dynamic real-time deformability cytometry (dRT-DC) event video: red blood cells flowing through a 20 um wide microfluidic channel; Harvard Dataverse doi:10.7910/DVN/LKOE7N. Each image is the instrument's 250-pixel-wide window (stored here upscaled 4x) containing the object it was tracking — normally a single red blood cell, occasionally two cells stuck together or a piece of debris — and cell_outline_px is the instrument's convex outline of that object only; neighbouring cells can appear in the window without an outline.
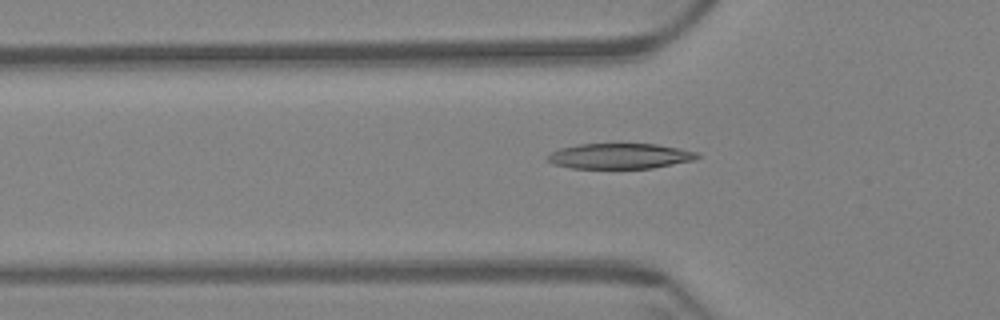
{"species": "Egyptian fruit bat (a non-hibernating species)", "species_latin": "Rousettus aegyptiacus", "temperature_condition": "warm", "stored_images_in_passage": 55, "camera_frame_rate_fps": 3000, "um_per_image_px": 0.085, "animal": {"sex": "female"}, "frame": {"image": 1, "passage_image": 20, "time_ms": 6.333, "image_size_px": [1000, 320], "cell_outline_px": [[700, 156], [692, 160], [652, 168], [572, 168], [552, 164], [548, 160], [548, 156], [552, 152], [560, 148], [580, 144], [656, 144], [696, 152]], "centroid_in_image_um": [52.65, 13.27], "position_along_channel_um": 73.2, "area_um2": 21.79}}
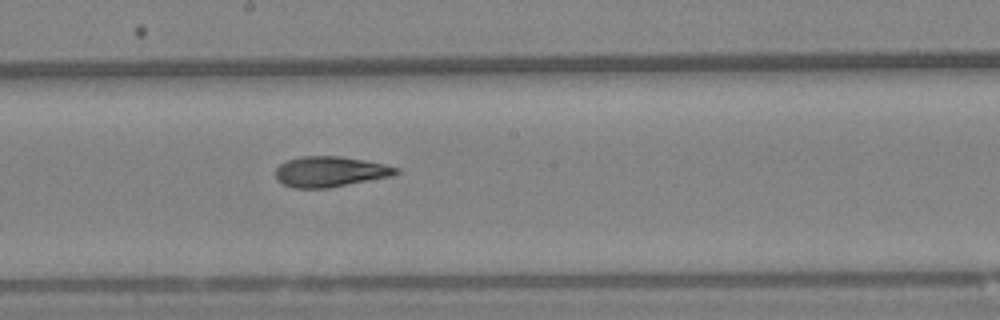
{"frame": {"image": 2, "passage_image": 33, "time_ms": 10.667, "image_size_px": [1000, 320], "cell_outline_px": [[400, 172], [392, 176], [328, 188], [292, 188], [276, 180], [276, 168], [280, 164], [288, 160], [300, 156], [340, 156], [364, 160], [384, 164], [400, 168]], "centroid_in_image_um": [28.06, 14.59], "position_along_channel_um": 220.1, "area_um2": 21.44}}
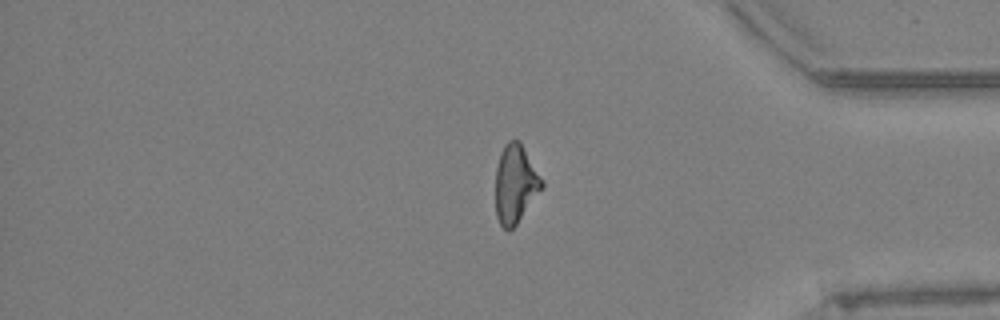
{"frame": {"image": 3, "passage_image": 50, "time_ms": 16.333, "image_size_px": [1000, 320], "cell_outline_px": [[544, 188], [516, 224], [508, 232], [500, 224], [496, 216], [496, 168], [500, 152], [504, 144], [508, 140], [520, 140], [544, 180]], "centroid_in_image_um": [43.83, 15.61], "position_along_channel_um": 391.4, "area_um2": 21.5}, "authors_computed_cell_mechanics": {"area_um2": 21.675, "velocity_mm_per_s": 3.3902, "shape_relaxation_time_tau1_ms": 9.0206, "shape_relaxation_time_tau2_ms": 3.7812, "deformation_change_tau1": 0.2419, "deformation_change_tau2": 0.1293}}